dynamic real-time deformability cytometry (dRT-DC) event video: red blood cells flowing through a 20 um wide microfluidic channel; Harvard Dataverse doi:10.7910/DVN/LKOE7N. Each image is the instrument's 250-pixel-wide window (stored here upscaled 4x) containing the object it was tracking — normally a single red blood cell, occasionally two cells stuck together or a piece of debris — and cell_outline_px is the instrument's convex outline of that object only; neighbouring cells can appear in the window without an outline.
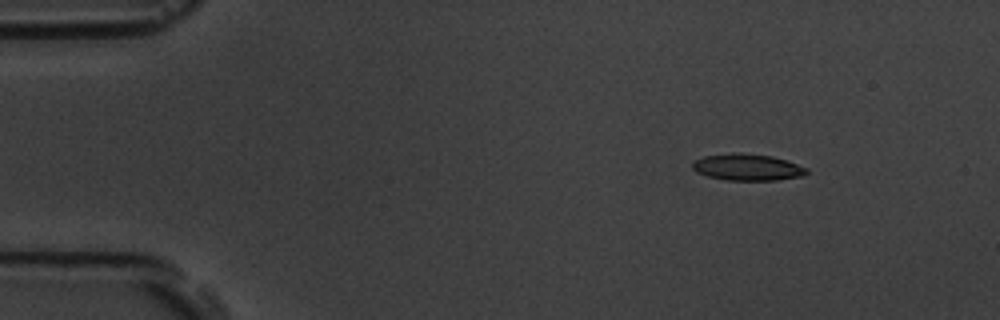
{"species": "common noctule bat (a hibernating species)", "species_latin": "Nyctalus noctula", "temperature_condition": "room temperature", "stored_images_in_passage": 50, "camera_frame_rate_fps": 3000, "um_per_image_px": 0.085, "animal": {"sex": "male", "body_mass_g": 19.5, "forearm_length_mm": 54.6}, "frame": {"image": 1, "passage_image": 3, "time_ms": 0.667, "image_size_px": [1000, 320], "cell_outline_px": [[808, 172], [804, 176], [776, 180], [728, 180], [708, 176], [696, 172], [692, 168], [692, 160], [704, 156], [732, 152], [740, 152], [772, 156], [788, 160], [808, 168]], "centroid_in_image_um": [63.53, 14.2], "position_along_channel_um": 21.5, "area_um2": 17.98}}
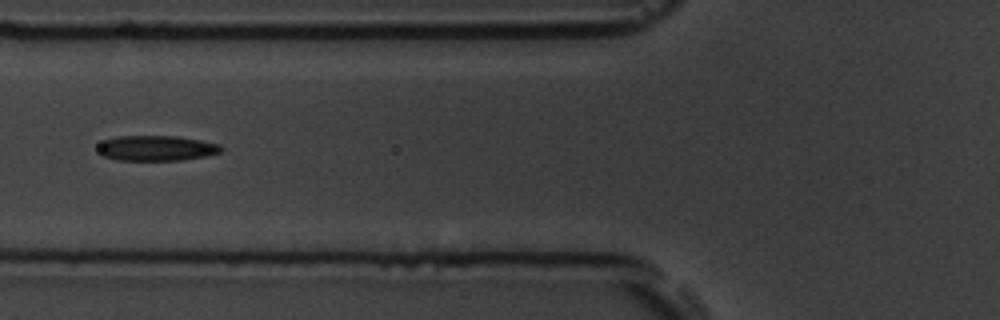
{"frame": {"image": 2, "passage_image": 17, "time_ms": 5.333, "image_size_px": [1000, 320], "cell_outline_px": [[224, 148], [220, 152], [204, 156], [180, 160], [116, 160], [104, 156], [100, 152], [100, 144], [104, 140], [116, 136], [176, 136], [200, 140], [220, 144]], "centroid_in_image_um": [13.32, 12.59], "position_along_channel_um": 112.5, "area_um2": 17.98}}
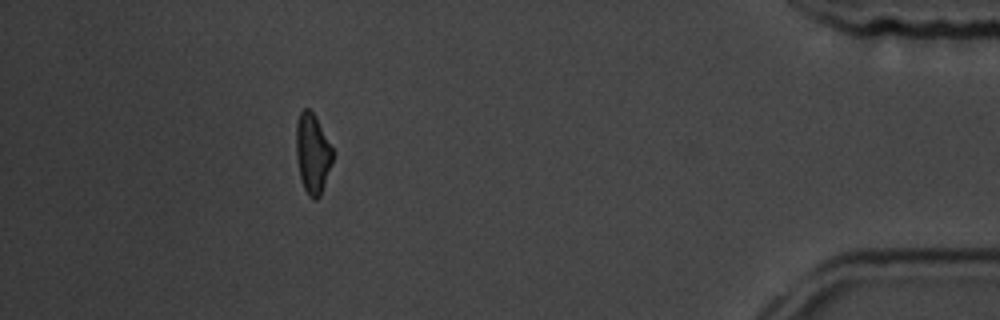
{"frame": {"image": 3, "passage_image": 45, "time_ms": 14.667, "image_size_px": [1000, 320], "cell_outline_px": [[332, 160], [320, 196], [316, 200], [312, 200], [308, 196], [304, 188], [300, 176], [296, 156], [296, 124], [300, 112], [304, 108], [308, 108], [316, 116], [332, 148]], "centroid_in_image_um": [26.54, 13.04], "position_along_channel_um": 408.7, "area_um2": 16.82}, "authors_computed_cell_mechanics": {"area_um2": 17.918, "velocity_mm_per_s": 3.7532, "shape_relaxation_time_tau1_ms": 7.0971, "shape_relaxation_time_tau2_ms": null, "deformation_change_tau1": 0.1767, "deformation_change_tau2": null}}